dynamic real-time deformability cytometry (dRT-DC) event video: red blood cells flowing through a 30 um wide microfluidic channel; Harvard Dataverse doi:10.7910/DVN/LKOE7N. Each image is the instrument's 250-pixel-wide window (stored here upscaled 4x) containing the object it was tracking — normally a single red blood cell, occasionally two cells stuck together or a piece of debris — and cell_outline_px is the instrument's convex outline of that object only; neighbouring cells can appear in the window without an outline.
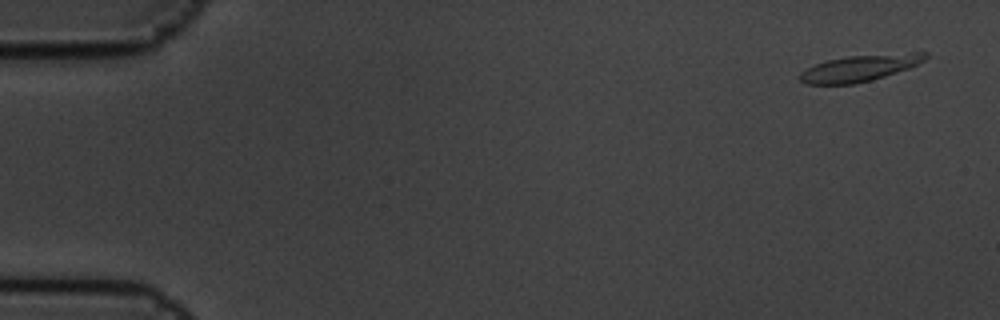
{"species": "common noctule bat (a hibernating species)", "species_latin": "Nyctalus noctula", "temperature_condition": "cold", "stored_images_in_passage": 6, "camera_frame_rate_fps": 3000, "um_per_image_px": 0.085, "animal": {"sex": "male", "body_mass_g": 19.5, "forearm_length_mm": 54.6}, "frame": {"image": 1, "passage_image": 1, "time_ms": 0.0, "image_size_px": [1000, 320], "cell_outline_px": [[928, 56], [924, 60], [908, 68], [872, 80], [856, 84], [804, 84], [796, 76], [800, 72], [816, 64], [828, 60], [848, 56], [912, 52], [928, 52]], "centroid_in_image_um": [73.04, 5.79], "position_along_channel_um": 12.0, "area_um2": 19.25}}